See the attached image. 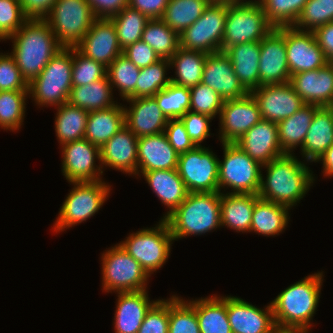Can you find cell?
<instances>
[{"mask_svg":"<svg viewBox=\"0 0 333 333\" xmlns=\"http://www.w3.org/2000/svg\"><path fill=\"white\" fill-rule=\"evenodd\" d=\"M294 154H284L262 166L261 184L258 197L288 207L296 206L309 192L315 182V175L308 162L296 158Z\"/></svg>","mask_w":333,"mask_h":333,"instance_id":"1","label":"cell"},{"mask_svg":"<svg viewBox=\"0 0 333 333\" xmlns=\"http://www.w3.org/2000/svg\"><path fill=\"white\" fill-rule=\"evenodd\" d=\"M323 277V271L314 272L288 286L270 302L277 329L310 331L319 305Z\"/></svg>","mask_w":333,"mask_h":333,"instance_id":"2","label":"cell"},{"mask_svg":"<svg viewBox=\"0 0 333 333\" xmlns=\"http://www.w3.org/2000/svg\"><path fill=\"white\" fill-rule=\"evenodd\" d=\"M6 39L13 43L10 54L28 84L63 48L45 19H27L18 31Z\"/></svg>","mask_w":333,"mask_h":333,"instance_id":"3","label":"cell"},{"mask_svg":"<svg viewBox=\"0 0 333 333\" xmlns=\"http://www.w3.org/2000/svg\"><path fill=\"white\" fill-rule=\"evenodd\" d=\"M220 201V192L189 193L184 202L164 219L174 242L220 228Z\"/></svg>","mask_w":333,"mask_h":333,"instance_id":"4","label":"cell"},{"mask_svg":"<svg viewBox=\"0 0 333 333\" xmlns=\"http://www.w3.org/2000/svg\"><path fill=\"white\" fill-rule=\"evenodd\" d=\"M73 47L59 50L29 84V98L39 107L68 102L72 85Z\"/></svg>","mask_w":333,"mask_h":333,"instance_id":"5","label":"cell"},{"mask_svg":"<svg viewBox=\"0 0 333 333\" xmlns=\"http://www.w3.org/2000/svg\"><path fill=\"white\" fill-rule=\"evenodd\" d=\"M274 28L258 0L227 5L221 51L236 44L261 41Z\"/></svg>","mask_w":333,"mask_h":333,"instance_id":"6","label":"cell"},{"mask_svg":"<svg viewBox=\"0 0 333 333\" xmlns=\"http://www.w3.org/2000/svg\"><path fill=\"white\" fill-rule=\"evenodd\" d=\"M74 187L60 207L53 231L62 232L95 216L112 190L103 180L95 182H70Z\"/></svg>","mask_w":333,"mask_h":333,"instance_id":"7","label":"cell"},{"mask_svg":"<svg viewBox=\"0 0 333 333\" xmlns=\"http://www.w3.org/2000/svg\"><path fill=\"white\" fill-rule=\"evenodd\" d=\"M173 241L167 222L160 219L155 227L133 232L119 244L151 276L167 262Z\"/></svg>","mask_w":333,"mask_h":333,"instance_id":"8","label":"cell"},{"mask_svg":"<svg viewBox=\"0 0 333 333\" xmlns=\"http://www.w3.org/2000/svg\"><path fill=\"white\" fill-rule=\"evenodd\" d=\"M223 159H219L218 184L227 193L258 194L261 184L262 165L253 160L236 143H222Z\"/></svg>","mask_w":333,"mask_h":333,"instance_id":"9","label":"cell"},{"mask_svg":"<svg viewBox=\"0 0 333 333\" xmlns=\"http://www.w3.org/2000/svg\"><path fill=\"white\" fill-rule=\"evenodd\" d=\"M101 255V283L104 292H135L148 289L150 275L119 243Z\"/></svg>","mask_w":333,"mask_h":333,"instance_id":"10","label":"cell"},{"mask_svg":"<svg viewBox=\"0 0 333 333\" xmlns=\"http://www.w3.org/2000/svg\"><path fill=\"white\" fill-rule=\"evenodd\" d=\"M96 19L86 0H57L45 18L64 48L76 47Z\"/></svg>","mask_w":333,"mask_h":333,"instance_id":"11","label":"cell"},{"mask_svg":"<svg viewBox=\"0 0 333 333\" xmlns=\"http://www.w3.org/2000/svg\"><path fill=\"white\" fill-rule=\"evenodd\" d=\"M218 171L219 158L209 147L179 154L177 172L189 193L219 192Z\"/></svg>","mask_w":333,"mask_h":333,"instance_id":"12","label":"cell"},{"mask_svg":"<svg viewBox=\"0 0 333 333\" xmlns=\"http://www.w3.org/2000/svg\"><path fill=\"white\" fill-rule=\"evenodd\" d=\"M226 16V4L210 3L201 17L179 35L180 47L207 54L221 51Z\"/></svg>","mask_w":333,"mask_h":333,"instance_id":"13","label":"cell"},{"mask_svg":"<svg viewBox=\"0 0 333 333\" xmlns=\"http://www.w3.org/2000/svg\"><path fill=\"white\" fill-rule=\"evenodd\" d=\"M62 174L70 182H95L103 180L100 147L83 138L61 146ZM96 159L99 166L96 165Z\"/></svg>","mask_w":333,"mask_h":333,"instance_id":"14","label":"cell"},{"mask_svg":"<svg viewBox=\"0 0 333 333\" xmlns=\"http://www.w3.org/2000/svg\"><path fill=\"white\" fill-rule=\"evenodd\" d=\"M261 120L258 104L250 93L239 99L225 100L219 115L218 138L221 143H235Z\"/></svg>","mask_w":333,"mask_h":333,"instance_id":"15","label":"cell"},{"mask_svg":"<svg viewBox=\"0 0 333 333\" xmlns=\"http://www.w3.org/2000/svg\"><path fill=\"white\" fill-rule=\"evenodd\" d=\"M260 86L285 84L290 81L285 27L274 28L260 41Z\"/></svg>","mask_w":333,"mask_h":333,"instance_id":"16","label":"cell"},{"mask_svg":"<svg viewBox=\"0 0 333 333\" xmlns=\"http://www.w3.org/2000/svg\"><path fill=\"white\" fill-rule=\"evenodd\" d=\"M285 45L290 74L320 69L329 63L313 31L285 26Z\"/></svg>","mask_w":333,"mask_h":333,"instance_id":"17","label":"cell"},{"mask_svg":"<svg viewBox=\"0 0 333 333\" xmlns=\"http://www.w3.org/2000/svg\"><path fill=\"white\" fill-rule=\"evenodd\" d=\"M258 104L262 119L279 123L292 116L305 103L294 91L292 85H263L250 92Z\"/></svg>","mask_w":333,"mask_h":333,"instance_id":"18","label":"cell"},{"mask_svg":"<svg viewBox=\"0 0 333 333\" xmlns=\"http://www.w3.org/2000/svg\"><path fill=\"white\" fill-rule=\"evenodd\" d=\"M258 308L236 296H227V317L232 333H275L271 304Z\"/></svg>","mask_w":333,"mask_h":333,"instance_id":"19","label":"cell"},{"mask_svg":"<svg viewBox=\"0 0 333 333\" xmlns=\"http://www.w3.org/2000/svg\"><path fill=\"white\" fill-rule=\"evenodd\" d=\"M76 48L85 56L108 67L123 53L110 19L97 18Z\"/></svg>","mask_w":333,"mask_h":333,"instance_id":"20","label":"cell"},{"mask_svg":"<svg viewBox=\"0 0 333 333\" xmlns=\"http://www.w3.org/2000/svg\"><path fill=\"white\" fill-rule=\"evenodd\" d=\"M201 82L217 92L224 101L248 94L234 73L229 56L223 51L207 55Z\"/></svg>","mask_w":333,"mask_h":333,"instance_id":"21","label":"cell"},{"mask_svg":"<svg viewBox=\"0 0 333 333\" xmlns=\"http://www.w3.org/2000/svg\"><path fill=\"white\" fill-rule=\"evenodd\" d=\"M289 83L305 104L333 106V63L290 76Z\"/></svg>","mask_w":333,"mask_h":333,"instance_id":"22","label":"cell"},{"mask_svg":"<svg viewBox=\"0 0 333 333\" xmlns=\"http://www.w3.org/2000/svg\"><path fill=\"white\" fill-rule=\"evenodd\" d=\"M137 141L138 138L126 125L120 129L100 148V163L103 171L105 166L136 177Z\"/></svg>","mask_w":333,"mask_h":333,"instance_id":"23","label":"cell"},{"mask_svg":"<svg viewBox=\"0 0 333 333\" xmlns=\"http://www.w3.org/2000/svg\"><path fill=\"white\" fill-rule=\"evenodd\" d=\"M235 143L262 166L284 155L278 139L277 123L264 119L252 126Z\"/></svg>","mask_w":333,"mask_h":333,"instance_id":"24","label":"cell"},{"mask_svg":"<svg viewBox=\"0 0 333 333\" xmlns=\"http://www.w3.org/2000/svg\"><path fill=\"white\" fill-rule=\"evenodd\" d=\"M125 101L130 105L129 108L123 105L125 125L137 138L164 132L168 119L153 97H137Z\"/></svg>","mask_w":333,"mask_h":333,"instance_id":"25","label":"cell"},{"mask_svg":"<svg viewBox=\"0 0 333 333\" xmlns=\"http://www.w3.org/2000/svg\"><path fill=\"white\" fill-rule=\"evenodd\" d=\"M114 314L115 333H138L150 308L159 300H151L147 290L118 292Z\"/></svg>","mask_w":333,"mask_h":333,"instance_id":"26","label":"cell"},{"mask_svg":"<svg viewBox=\"0 0 333 333\" xmlns=\"http://www.w3.org/2000/svg\"><path fill=\"white\" fill-rule=\"evenodd\" d=\"M137 153V172L177 169L179 154L164 132L138 138Z\"/></svg>","mask_w":333,"mask_h":333,"instance_id":"27","label":"cell"},{"mask_svg":"<svg viewBox=\"0 0 333 333\" xmlns=\"http://www.w3.org/2000/svg\"><path fill=\"white\" fill-rule=\"evenodd\" d=\"M141 175L145 178L153 193L159 198L161 204L166 205L167 209L169 208V211L161 219L170 215L184 202L189 194L177 169L137 172V177Z\"/></svg>","mask_w":333,"mask_h":333,"instance_id":"28","label":"cell"},{"mask_svg":"<svg viewBox=\"0 0 333 333\" xmlns=\"http://www.w3.org/2000/svg\"><path fill=\"white\" fill-rule=\"evenodd\" d=\"M333 144V110L319 107L305 136L300 153L308 163L318 160Z\"/></svg>","mask_w":333,"mask_h":333,"instance_id":"29","label":"cell"},{"mask_svg":"<svg viewBox=\"0 0 333 333\" xmlns=\"http://www.w3.org/2000/svg\"><path fill=\"white\" fill-rule=\"evenodd\" d=\"M225 53L232 62L240 84L248 93L260 87V41L236 44L229 47Z\"/></svg>","mask_w":333,"mask_h":333,"instance_id":"30","label":"cell"},{"mask_svg":"<svg viewBox=\"0 0 333 333\" xmlns=\"http://www.w3.org/2000/svg\"><path fill=\"white\" fill-rule=\"evenodd\" d=\"M258 199L257 194L221 192V227H227L236 232L250 233L252 212Z\"/></svg>","mask_w":333,"mask_h":333,"instance_id":"31","label":"cell"},{"mask_svg":"<svg viewBox=\"0 0 333 333\" xmlns=\"http://www.w3.org/2000/svg\"><path fill=\"white\" fill-rule=\"evenodd\" d=\"M125 126L124 108L121 103L88 114L84 138L102 147Z\"/></svg>","mask_w":333,"mask_h":333,"instance_id":"32","label":"cell"},{"mask_svg":"<svg viewBox=\"0 0 333 333\" xmlns=\"http://www.w3.org/2000/svg\"><path fill=\"white\" fill-rule=\"evenodd\" d=\"M195 309L200 333H232L227 317V296L187 300Z\"/></svg>","mask_w":333,"mask_h":333,"instance_id":"33","label":"cell"},{"mask_svg":"<svg viewBox=\"0 0 333 333\" xmlns=\"http://www.w3.org/2000/svg\"><path fill=\"white\" fill-rule=\"evenodd\" d=\"M317 105L305 104L292 116L277 123L278 139L284 154H294V150L303 146L305 136L312 123Z\"/></svg>","mask_w":333,"mask_h":333,"instance_id":"34","label":"cell"},{"mask_svg":"<svg viewBox=\"0 0 333 333\" xmlns=\"http://www.w3.org/2000/svg\"><path fill=\"white\" fill-rule=\"evenodd\" d=\"M289 208L259 198L252 212L250 232L262 236H276L289 224Z\"/></svg>","mask_w":333,"mask_h":333,"instance_id":"35","label":"cell"},{"mask_svg":"<svg viewBox=\"0 0 333 333\" xmlns=\"http://www.w3.org/2000/svg\"><path fill=\"white\" fill-rule=\"evenodd\" d=\"M107 75L88 85L72 87L68 103L88 112L106 109L118 104ZM116 102V103H115Z\"/></svg>","mask_w":333,"mask_h":333,"instance_id":"36","label":"cell"},{"mask_svg":"<svg viewBox=\"0 0 333 333\" xmlns=\"http://www.w3.org/2000/svg\"><path fill=\"white\" fill-rule=\"evenodd\" d=\"M207 55L202 51L179 47L178 51L169 59L170 69L175 68V76L170 77L171 82L186 88L199 84L202 80Z\"/></svg>","mask_w":333,"mask_h":333,"instance_id":"37","label":"cell"},{"mask_svg":"<svg viewBox=\"0 0 333 333\" xmlns=\"http://www.w3.org/2000/svg\"><path fill=\"white\" fill-rule=\"evenodd\" d=\"M55 132L60 146L84 138L89 112L71 104L56 107Z\"/></svg>","mask_w":333,"mask_h":333,"instance_id":"38","label":"cell"},{"mask_svg":"<svg viewBox=\"0 0 333 333\" xmlns=\"http://www.w3.org/2000/svg\"><path fill=\"white\" fill-rule=\"evenodd\" d=\"M208 0H169L161 19L178 35L197 21Z\"/></svg>","mask_w":333,"mask_h":333,"instance_id":"39","label":"cell"},{"mask_svg":"<svg viewBox=\"0 0 333 333\" xmlns=\"http://www.w3.org/2000/svg\"><path fill=\"white\" fill-rule=\"evenodd\" d=\"M141 40L147 43L161 59H170L180 47L179 35L161 18L149 19Z\"/></svg>","mask_w":333,"mask_h":333,"instance_id":"40","label":"cell"},{"mask_svg":"<svg viewBox=\"0 0 333 333\" xmlns=\"http://www.w3.org/2000/svg\"><path fill=\"white\" fill-rule=\"evenodd\" d=\"M109 19L115 26L118 43L122 50L141 40L142 33L149 21L145 14L129 5Z\"/></svg>","mask_w":333,"mask_h":333,"instance_id":"41","label":"cell"},{"mask_svg":"<svg viewBox=\"0 0 333 333\" xmlns=\"http://www.w3.org/2000/svg\"><path fill=\"white\" fill-rule=\"evenodd\" d=\"M169 68V59H160L154 64L140 68L136 90L127 99L153 97L160 90L164 89L171 83V78L169 76L166 77V72Z\"/></svg>","mask_w":333,"mask_h":333,"instance_id":"42","label":"cell"},{"mask_svg":"<svg viewBox=\"0 0 333 333\" xmlns=\"http://www.w3.org/2000/svg\"><path fill=\"white\" fill-rule=\"evenodd\" d=\"M29 91H0V128L17 131L24 122Z\"/></svg>","mask_w":333,"mask_h":333,"instance_id":"43","label":"cell"},{"mask_svg":"<svg viewBox=\"0 0 333 333\" xmlns=\"http://www.w3.org/2000/svg\"><path fill=\"white\" fill-rule=\"evenodd\" d=\"M106 75L113 90L117 88L124 101L136 90L140 68L122 53L107 67Z\"/></svg>","mask_w":333,"mask_h":333,"instance_id":"44","label":"cell"},{"mask_svg":"<svg viewBox=\"0 0 333 333\" xmlns=\"http://www.w3.org/2000/svg\"><path fill=\"white\" fill-rule=\"evenodd\" d=\"M153 98L167 119H179L190 110V88L172 82Z\"/></svg>","mask_w":333,"mask_h":333,"instance_id":"45","label":"cell"},{"mask_svg":"<svg viewBox=\"0 0 333 333\" xmlns=\"http://www.w3.org/2000/svg\"><path fill=\"white\" fill-rule=\"evenodd\" d=\"M168 333H200L194 307L178 295L169 298Z\"/></svg>","mask_w":333,"mask_h":333,"instance_id":"46","label":"cell"},{"mask_svg":"<svg viewBox=\"0 0 333 333\" xmlns=\"http://www.w3.org/2000/svg\"><path fill=\"white\" fill-rule=\"evenodd\" d=\"M275 27L293 26L308 0H258Z\"/></svg>","mask_w":333,"mask_h":333,"instance_id":"47","label":"cell"},{"mask_svg":"<svg viewBox=\"0 0 333 333\" xmlns=\"http://www.w3.org/2000/svg\"><path fill=\"white\" fill-rule=\"evenodd\" d=\"M329 22H333V0H308L293 27L314 31Z\"/></svg>","mask_w":333,"mask_h":333,"instance_id":"48","label":"cell"},{"mask_svg":"<svg viewBox=\"0 0 333 333\" xmlns=\"http://www.w3.org/2000/svg\"><path fill=\"white\" fill-rule=\"evenodd\" d=\"M107 67L82 54L73 47L72 85H88L106 76Z\"/></svg>","mask_w":333,"mask_h":333,"instance_id":"49","label":"cell"},{"mask_svg":"<svg viewBox=\"0 0 333 333\" xmlns=\"http://www.w3.org/2000/svg\"><path fill=\"white\" fill-rule=\"evenodd\" d=\"M190 111L215 118L220 115L224 100L206 84L200 82L190 88Z\"/></svg>","mask_w":333,"mask_h":333,"instance_id":"50","label":"cell"},{"mask_svg":"<svg viewBox=\"0 0 333 333\" xmlns=\"http://www.w3.org/2000/svg\"><path fill=\"white\" fill-rule=\"evenodd\" d=\"M20 0H0V37L6 41L25 23Z\"/></svg>","mask_w":333,"mask_h":333,"instance_id":"51","label":"cell"},{"mask_svg":"<svg viewBox=\"0 0 333 333\" xmlns=\"http://www.w3.org/2000/svg\"><path fill=\"white\" fill-rule=\"evenodd\" d=\"M0 91H29L15 59L8 53H0Z\"/></svg>","mask_w":333,"mask_h":333,"instance_id":"52","label":"cell"},{"mask_svg":"<svg viewBox=\"0 0 333 333\" xmlns=\"http://www.w3.org/2000/svg\"><path fill=\"white\" fill-rule=\"evenodd\" d=\"M169 298L159 299L147 312L138 333H168Z\"/></svg>","mask_w":333,"mask_h":333,"instance_id":"53","label":"cell"},{"mask_svg":"<svg viewBox=\"0 0 333 333\" xmlns=\"http://www.w3.org/2000/svg\"><path fill=\"white\" fill-rule=\"evenodd\" d=\"M180 119L195 146H202L201 143L211 136L210 122L214 118L189 110Z\"/></svg>","mask_w":333,"mask_h":333,"instance_id":"54","label":"cell"},{"mask_svg":"<svg viewBox=\"0 0 333 333\" xmlns=\"http://www.w3.org/2000/svg\"><path fill=\"white\" fill-rule=\"evenodd\" d=\"M164 134L178 154L185 153L195 147L180 118L168 119Z\"/></svg>","mask_w":333,"mask_h":333,"instance_id":"55","label":"cell"},{"mask_svg":"<svg viewBox=\"0 0 333 333\" xmlns=\"http://www.w3.org/2000/svg\"><path fill=\"white\" fill-rule=\"evenodd\" d=\"M123 54L139 68L147 67L161 59L159 55L142 40L126 47L123 50Z\"/></svg>","mask_w":333,"mask_h":333,"instance_id":"56","label":"cell"},{"mask_svg":"<svg viewBox=\"0 0 333 333\" xmlns=\"http://www.w3.org/2000/svg\"><path fill=\"white\" fill-rule=\"evenodd\" d=\"M90 5L96 18H111L120 13L126 6L128 0H86Z\"/></svg>","mask_w":333,"mask_h":333,"instance_id":"57","label":"cell"},{"mask_svg":"<svg viewBox=\"0 0 333 333\" xmlns=\"http://www.w3.org/2000/svg\"><path fill=\"white\" fill-rule=\"evenodd\" d=\"M57 0H20L27 19H45Z\"/></svg>","mask_w":333,"mask_h":333,"instance_id":"58","label":"cell"},{"mask_svg":"<svg viewBox=\"0 0 333 333\" xmlns=\"http://www.w3.org/2000/svg\"><path fill=\"white\" fill-rule=\"evenodd\" d=\"M169 0H128V5L149 19H160Z\"/></svg>","mask_w":333,"mask_h":333,"instance_id":"59","label":"cell"},{"mask_svg":"<svg viewBox=\"0 0 333 333\" xmlns=\"http://www.w3.org/2000/svg\"><path fill=\"white\" fill-rule=\"evenodd\" d=\"M314 36L329 63H333V22L316 28Z\"/></svg>","mask_w":333,"mask_h":333,"instance_id":"60","label":"cell"},{"mask_svg":"<svg viewBox=\"0 0 333 333\" xmlns=\"http://www.w3.org/2000/svg\"><path fill=\"white\" fill-rule=\"evenodd\" d=\"M316 162L322 163V173L324 177H333V144Z\"/></svg>","mask_w":333,"mask_h":333,"instance_id":"61","label":"cell"},{"mask_svg":"<svg viewBox=\"0 0 333 333\" xmlns=\"http://www.w3.org/2000/svg\"><path fill=\"white\" fill-rule=\"evenodd\" d=\"M242 1L244 0H208L209 3L226 4V5H231Z\"/></svg>","mask_w":333,"mask_h":333,"instance_id":"62","label":"cell"},{"mask_svg":"<svg viewBox=\"0 0 333 333\" xmlns=\"http://www.w3.org/2000/svg\"><path fill=\"white\" fill-rule=\"evenodd\" d=\"M275 333H309V330H277Z\"/></svg>","mask_w":333,"mask_h":333,"instance_id":"63","label":"cell"}]
</instances>
